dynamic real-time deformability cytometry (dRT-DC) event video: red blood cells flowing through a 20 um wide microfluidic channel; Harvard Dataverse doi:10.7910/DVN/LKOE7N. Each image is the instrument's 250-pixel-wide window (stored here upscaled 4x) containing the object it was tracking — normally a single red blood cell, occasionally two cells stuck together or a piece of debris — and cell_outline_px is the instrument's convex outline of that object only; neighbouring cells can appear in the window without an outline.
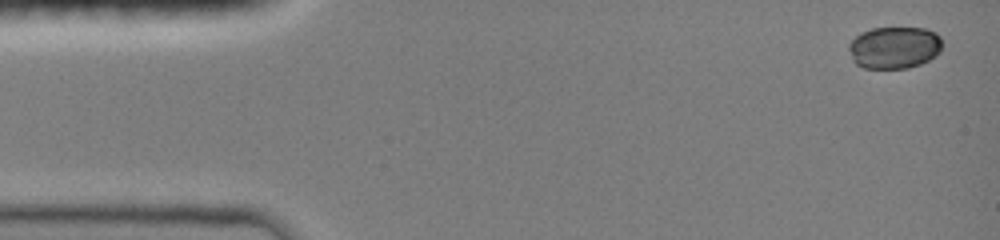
{"species": "common noctule bat (a hibernating species)", "species_latin": "Nyctalus noctula", "temperature_condition": "room temperature", "stored_images_in_passage": 7, "camera_frame_rate_fps": 3000, "um_per_image_px": 0.085, "animal": {"sex": "female", "body_mass_g": 19.0, "forearm_length_mm": 51.5}, "frame": {"image": 1, "passage_image": 1, "time_ms": 0.0, "image_size_px": [1000, 240], "cell_outline_px": [[940, 52], [928, 60], [920, 64], [908, 68], [864, 68], [856, 64], [852, 60], [848, 48], [848, 44], [860, 32], [872, 28], [924, 28], [936, 32], [940, 36]], "centroid_in_image_um": [75.99, 4.04], "position_along_channel_um": 9.0, "area_um2": 22.95}}
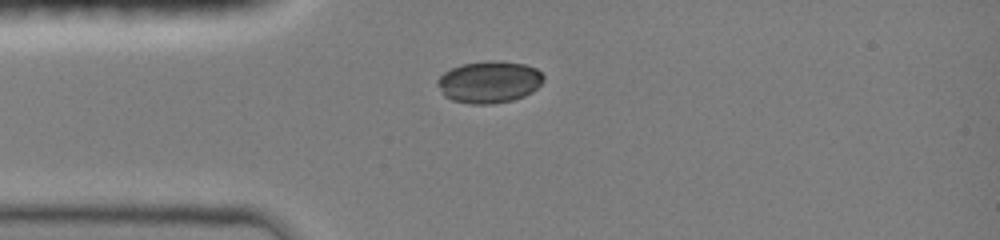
{"frame": {"image": 2, "passage_image": 5, "time_ms": 3.333, "image_size_px": [1000, 240], "cell_outline_px": [[544, 80], [532, 92], [524, 96], [512, 100], [492, 104], [472, 104], [452, 100], [444, 96], [436, 84], [436, 80], [444, 72], [460, 64], [488, 60], [496, 60], [524, 64], [536, 68], [544, 76]], "centroid_in_image_um": [41.56, 6.96], "position_along_channel_um": 43.4, "area_um2": 26.07}}
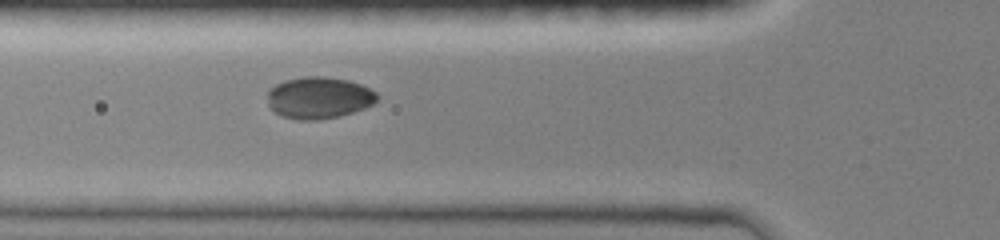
{"frame": {"image": 3, "passage_image": 7, "time_ms": 5.0, "image_size_px": [1000, 240], "cell_outline_px": [[380, 96], [372, 104], [364, 108], [340, 116], [316, 120], [296, 120], [280, 116], [268, 108], [268, 88], [284, 80], [304, 76], [324, 76], [348, 80], [360, 84], [376, 92]], "centroid_in_image_um": [27.06, 8.31], "position_along_channel_um": 98.7, "area_um2": 26.99}}